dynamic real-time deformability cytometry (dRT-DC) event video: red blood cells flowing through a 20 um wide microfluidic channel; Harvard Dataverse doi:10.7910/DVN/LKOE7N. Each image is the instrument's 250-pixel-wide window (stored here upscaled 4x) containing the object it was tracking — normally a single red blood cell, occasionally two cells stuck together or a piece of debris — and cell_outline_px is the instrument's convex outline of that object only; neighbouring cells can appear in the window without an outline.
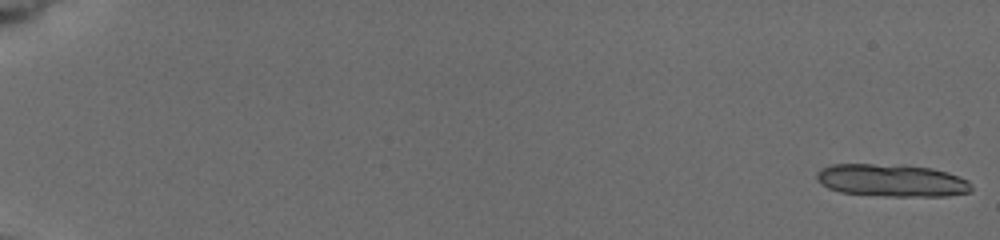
{"species": "common noctule bat (a hibernating species)", "species_latin": "Nyctalus noctula", "temperature_condition": "cold", "stored_images_in_passage": 19, "segment_of_instrument_passage": [1, 2], "camera_frame_rate_fps": 3000, "um_per_image_px": 0.085, "animal": {"sex": "female", "body_mass_g": 19.5, "forearm_length_mm": 54.1}, "frame": {"image": 1, "passage_image": 1, "time_ms": 0.0, "image_size_px": [1000, 240], "cell_outline_px": [[972, 192], [948, 196], [884, 196], [840, 192], [828, 188], [820, 184], [816, 180], [816, 172], [820, 168], [832, 164], [904, 164], [932, 168], [948, 172], [968, 180], [972, 188]], "centroid_in_image_um": [75.78, 15.33], "position_along_channel_um": 9.2, "area_um2": 29.82}}